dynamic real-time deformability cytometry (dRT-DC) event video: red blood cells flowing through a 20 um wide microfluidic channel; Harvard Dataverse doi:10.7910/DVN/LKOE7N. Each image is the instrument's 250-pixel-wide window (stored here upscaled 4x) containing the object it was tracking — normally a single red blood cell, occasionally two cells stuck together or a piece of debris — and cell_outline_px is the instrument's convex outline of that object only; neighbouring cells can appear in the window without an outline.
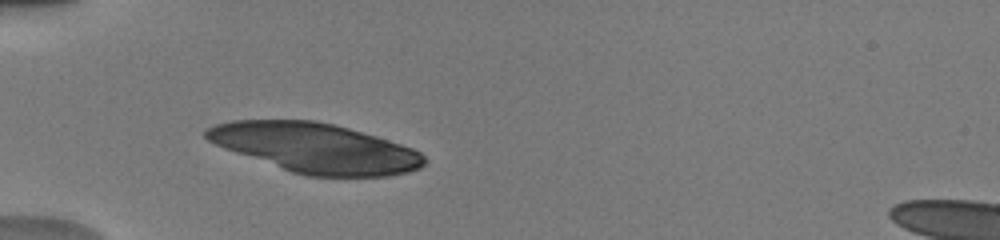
{"species": "human", "species_latin": "Homo sapiens", "temperature_condition": "warm", "stored_images_in_passage": 22, "camera_frame_rate_fps": 3000, "um_per_image_px": 0.085, "donor": {"sex": "male"}, "frame": {"image": 1, "passage_image": 1, "time_ms": 0.0, "image_size_px": [1000, 240], "cell_outline_px": [[428, 160], [420, 168], [408, 172], [388, 176], [308, 176], [292, 172], [224, 148], [208, 140], [204, 136], [204, 132], [208, 128], [216, 124], [232, 120], [316, 120], [348, 128], [376, 136], [412, 148], [420, 152]], "centroid_in_image_um": [26.82, 12.57], "position_along_channel_um": 58.2, "area_um2": 62.48}}